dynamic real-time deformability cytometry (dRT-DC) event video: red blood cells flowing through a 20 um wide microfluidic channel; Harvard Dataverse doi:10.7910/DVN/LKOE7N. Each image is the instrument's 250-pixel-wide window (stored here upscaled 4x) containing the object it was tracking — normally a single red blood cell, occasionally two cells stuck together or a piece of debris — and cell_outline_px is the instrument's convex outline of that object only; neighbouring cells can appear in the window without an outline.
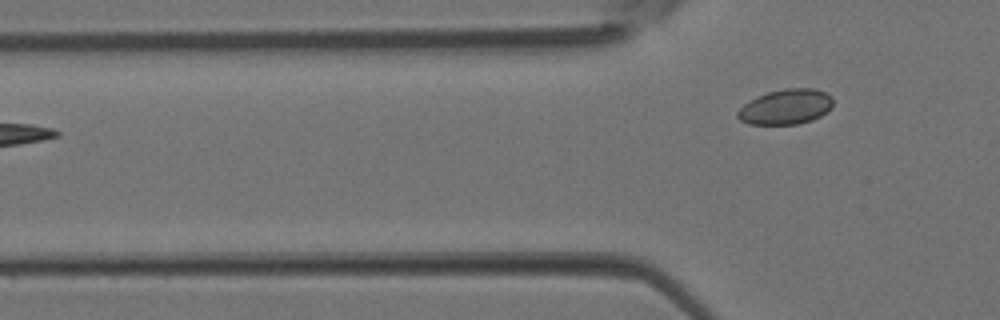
{"species": "Egyptian fruit bat (a non-hibernating species)", "species_latin": "Rousettus aegyptiacus", "temperature_condition": "room temperature", "stored_images_in_passage": 3, "camera_frame_rate_fps": 3000, "um_per_image_px": 0.085, "animal": {"sex": "female"}, "frame": {"image": 1, "passage_image": 3, "time_ms": 0.667, "image_size_px": [1000, 320], "cell_outline_px": [[832, 108], [828, 112], [812, 120], [796, 124], [748, 124], [740, 120], [736, 116], [736, 112], [744, 104], [756, 96], [768, 92], [784, 88], [816, 88], [832, 96]], "centroid_in_image_um": [66.8, 9.07], "position_along_channel_um": 59.0, "area_um2": 19.71}}